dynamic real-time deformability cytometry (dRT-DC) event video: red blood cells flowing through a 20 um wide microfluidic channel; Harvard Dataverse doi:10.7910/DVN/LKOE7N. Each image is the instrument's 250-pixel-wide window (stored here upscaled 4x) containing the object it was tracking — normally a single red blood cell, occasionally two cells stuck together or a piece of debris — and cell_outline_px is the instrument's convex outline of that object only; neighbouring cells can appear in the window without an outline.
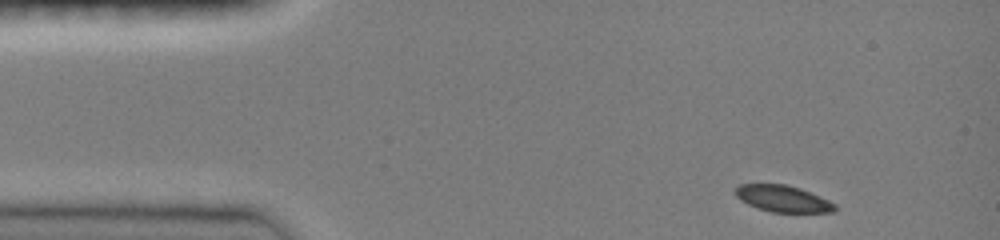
{"species": "common noctule bat (a hibernating species)", "species_latin": "Nyctalus noctula", "temperature_condition": "room temperature", "stored_images_in_passage": 12, "camera_frame_rate_fps": 3000, "um_per_image_px": 0.085, "animal": {"sex": "female", "body_mass_g": 19.0, "forearm_length_mm": 51.5}, "frame": {"image": 1, "passage_image": 1, "time_ms": 0.0, "image_size_px": [1000, 240], "cell_outline_px": [[836, 212], [772, 212], [756, 208], [740, 200], [732, 192], [740, 184], [784, 184], [800, 188], [820, 196], [836, 204]], "centroid_in_image_um": [66.52, 16.89], "position_along_channel_um": 18.5, "area_um2": 15.49}}
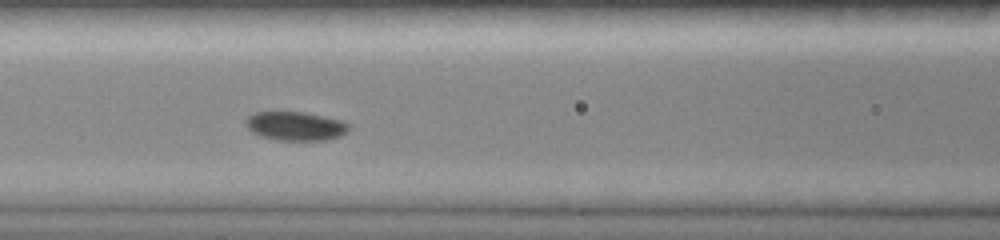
{"frame": {"image": 2, "passage_image": 8, "time_ms": 5.0, "image_size_px": [1000, 240], "cell_outline_px": [[352, 124], [348, 132], [340, 136], [328, 140], [280, 140], [264, 136], [252, 132], [244, 124], [244, 120], [248, 116], [256, 112], [276, 108], [304, 112], [344, 120]], "centroid_in_image_um": [25.13, 10.66], "position_along_channel_um": 141.5, "area_um2": 18.21}}
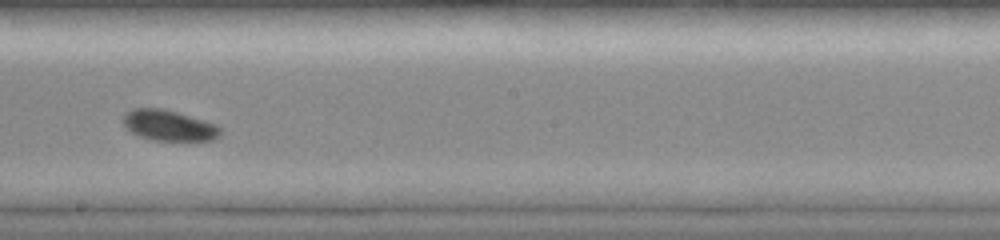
{"frame": {"image": 3, "passage_image": 11, "time_ms": 7.333, "image_size_px": [1000, 240], "cell_outline_px": [[220, 136], [212, 140], [152, 140], [140, 136], [124, 128], [120, 120], [124, 112], [132, 108], [160, 108], [176, 112], [216, 124], [220, 128]], "centroid_in_image_um": [14.26, 10.65], "position_along_channel_um": 233.9, "area_um2": 17.46}}